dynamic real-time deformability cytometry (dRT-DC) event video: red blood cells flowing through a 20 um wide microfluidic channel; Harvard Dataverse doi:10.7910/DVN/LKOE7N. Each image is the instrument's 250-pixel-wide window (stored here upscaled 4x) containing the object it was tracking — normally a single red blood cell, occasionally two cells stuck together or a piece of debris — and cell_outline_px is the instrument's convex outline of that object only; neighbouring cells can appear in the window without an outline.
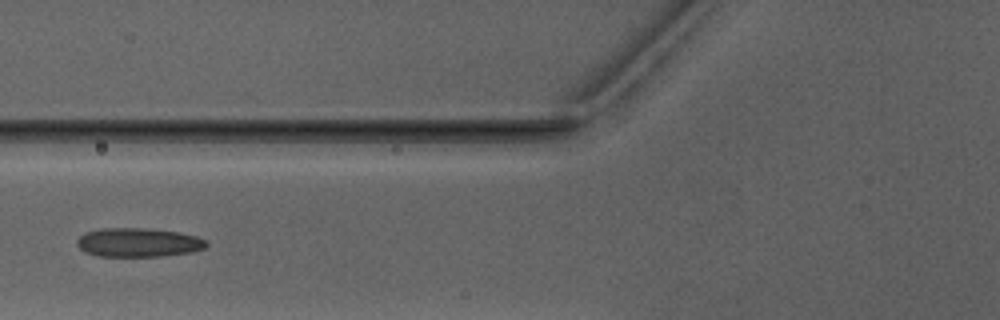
{"species": "Egyptian fruit bat (a non-hibernating species)", "species_latin": "Rousettus aegyptiacus", "temperature_condition": "warm", "stored_images_in_passage": 3, "camera_frame_rate_fps": 3000, "um_per_image_px": 0.085, "animal": {"sex": "male"}, "frame": {"image": 1, "passage_image": 3, "time_ms": 2.333, "image_size_px": [1000, 320], "cell_outline_px": [[208, 244], [204, 248], [192, 252], [164, 256], [96, 256], [84, 252], [76, 244], [76, 240], [84, 232], [104, 228], [140, 228], [180, 232], [196, 236], [208, 240]], "centroid_in_image_um": [11.75, 20.61], "position_along_channel_um": 114.0, "area_um2": 21.96}}